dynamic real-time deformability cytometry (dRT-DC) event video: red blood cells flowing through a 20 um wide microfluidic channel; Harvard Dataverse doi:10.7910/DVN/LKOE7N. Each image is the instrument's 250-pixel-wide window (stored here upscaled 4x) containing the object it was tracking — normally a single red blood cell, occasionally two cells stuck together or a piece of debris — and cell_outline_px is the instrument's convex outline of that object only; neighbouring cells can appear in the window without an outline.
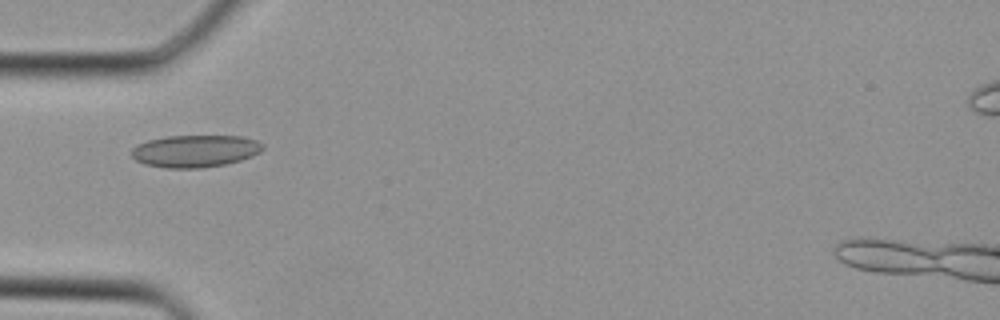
{"species": "Egyptian fruit bat (a non-hibernating species)", "species_latin": "Rousettus aegyptiacus", "temperature_condition": "cold", "stored_images_in_passage": 26, "camera_frame_rate_fps": 3000, "um_per_image_px": 0.085, "animal": {"sex": "female"}, "frame": {"image": 1, "passage_image": 2, "time_ms": 0.333, "image_size_px": [1000, 320], "cell_outline_px": [[264, 148], [260, 152], [252, 156], [240, 160], [224, 164], [200, 168], [164, 168], [144, 164], [136, 160], [132, 156], [132, 148], [136, 144], [148, 140], [168, 136], [240, 136], [256, 140], [264, 144]], "centroid_in_image_um": [16.58, 12.84], "position_along_channel_um": 68.4, "area_um2": 24.68}}
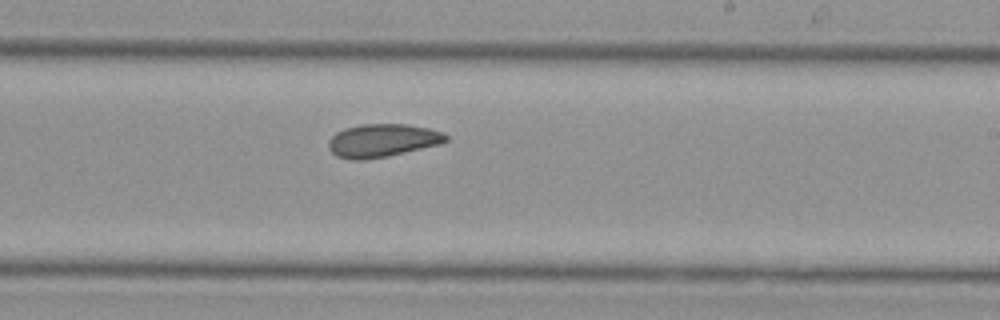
{"frame": {"image": 2, "passage_image": 12, "time_ms": 3.667, "image_size_px": [1000, 320], "cell_outline_px": [[448, 140], [440, 144], [388, 156], [364, 160], [352, 160], [336, 156], [328, 148], [328, 140], [336, 132], [344, 128], [360, 124], [408, 124], [428, 128], [444, 132], [448, 136]], "centroid_in_image_um": [32.49, 11.94], "position_along_channel_um": 256.5, "area_um2": 22.83}}
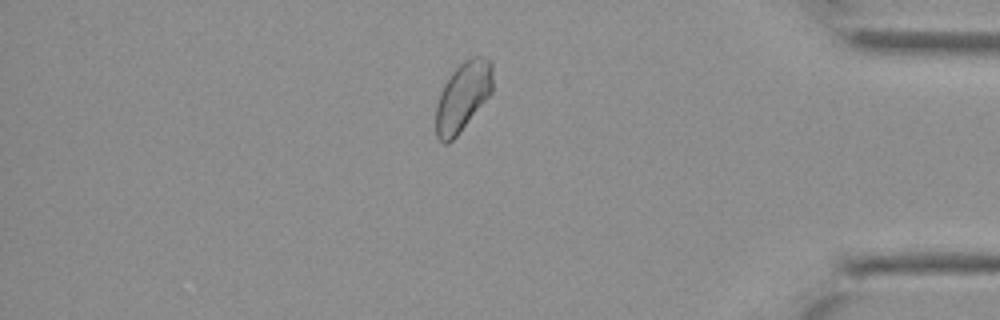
{"frame": {"image": 3, "passage_image": 21, "time_ms": 6.667, "image_size_px": [1000, 320], "cell_outline_px": [[492, 92], [456, 136], [448, 144], [444, 144], [436, 136], [436, 104], [440, 92], [444, 84], [452, 72], [464, 60], [472, 56], [484, 56], [492, 60]], "centroid_in_image_um": [39.34, 8.18], "position_along_channel_um": 395.9, "area_um2": 22.83}}